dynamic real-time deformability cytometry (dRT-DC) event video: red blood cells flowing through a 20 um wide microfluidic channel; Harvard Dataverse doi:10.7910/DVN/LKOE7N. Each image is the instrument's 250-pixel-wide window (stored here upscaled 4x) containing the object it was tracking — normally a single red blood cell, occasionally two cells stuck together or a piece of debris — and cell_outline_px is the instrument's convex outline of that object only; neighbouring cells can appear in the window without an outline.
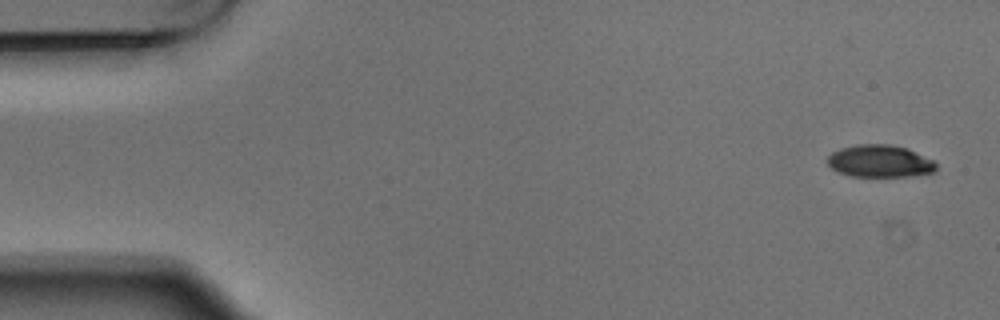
{"species": "Egyptian fruit bat (a non-hibernating species)", "species_latin": "Rousettus aegyptiacus", "temperature_condition": "warm", "stored_images_in_passage": 4, "camera_frame_rate_fps": 3000, "um_per_image_px": 0.085, "animal": {"sex": "male"}, "frame": {"image": 1, "passage_image": 1, "time_ms": 0.0, "image_size_px": [1000, 320], "cell_outline_px": [[936, 168], [932, 172], [908, 176], [848, 176], [836, 172], [828, 164], [828, 156], [832, 152], [840, 148], [856, 144], [892, 144], [908, 148], [936, 160]], "centroid_in_image_um": [74.79, 13.68], "position_along_channel_um": 10.2, "area_um2": 20.69}}
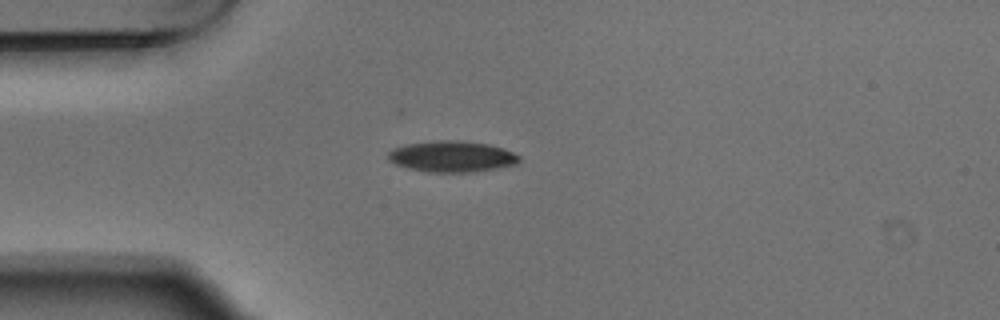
{"frame": {"image": 2, "passage_image": 4, "time_ms": 1.0, "image_size_px": [1000, 320], "cell_outline_px": [[520, 160], [516, 164], [496, 168], [472, 172], [428, 172], [408, 168], [396, 164], [388, 160], [388, 152], [392, 148], [404, 144], [436, 140], [460, 140], [488, 144], [504, 148], [520, 156]], "centroid_in_image_um": [38.39, 13.29], "position_along_channel_um": 46.6, "area_um2": 23.87}}